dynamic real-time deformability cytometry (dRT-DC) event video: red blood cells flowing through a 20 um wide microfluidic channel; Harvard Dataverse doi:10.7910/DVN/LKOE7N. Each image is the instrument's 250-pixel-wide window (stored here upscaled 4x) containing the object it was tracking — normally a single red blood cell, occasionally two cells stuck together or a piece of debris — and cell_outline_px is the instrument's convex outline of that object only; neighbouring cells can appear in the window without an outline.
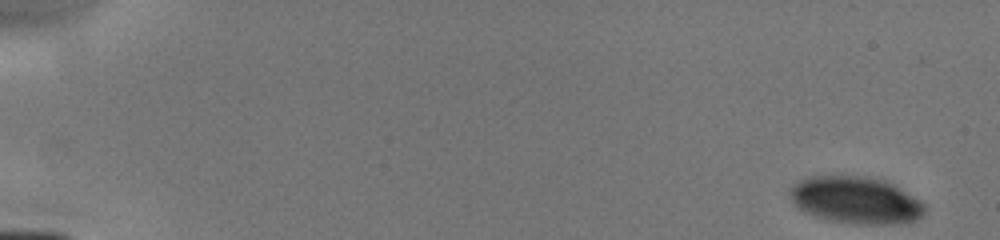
{"species": "human", "species_latin": "Homo sapiens", "temperature_condition": "cold", "stored_images_in_passage": 6, "camera_frame_rate_fps": 3000, "um_per_image_px": 0.085, "donor": {"sex": "male"}, "frame": {"image": 1, "passage_image": 1, "time_ms": 0.0, "image_size_px": [1000, 240], "cell_outline_px": [[924, 212], [916, 220], [888, 224], [856, 224], [828, 220], [804, 212], [792, 200], [788, 192], [796, 180], [808, 176], [864, 176], [888, 180], [920, 200], [924, 204]], "centroid_in_image_um": [72.72, 16.99], "position_along_channel_um": 12.3, "area_um2": 37.05}}
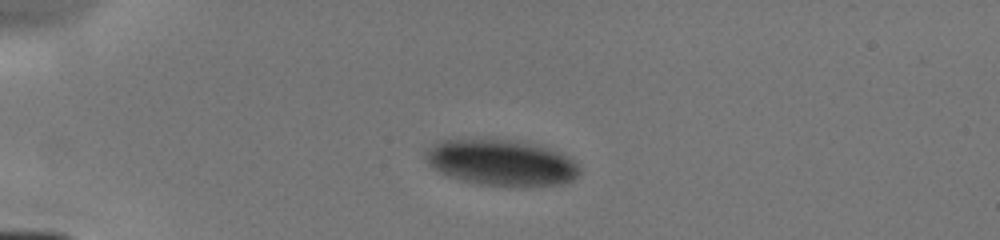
{"frame": {"image": 2, "passage_image": 5, "time_ms": 3.667, "image_size_px": [1000, 240], "cell_outline_px": [[580, 172], [572, 180], [560, 184], [480, 184], [448, 176], [440, 172], [428, 160], [428, 152], [432, 144], [440, 140], [480, 136], [488, 136], [536, 144], [568, 156], [576, 160], [580, 168]], "centroid_in_image_um": [42.61, 13.74], "position_along_channel_um": 42.4, "area_um2": 41.04}}